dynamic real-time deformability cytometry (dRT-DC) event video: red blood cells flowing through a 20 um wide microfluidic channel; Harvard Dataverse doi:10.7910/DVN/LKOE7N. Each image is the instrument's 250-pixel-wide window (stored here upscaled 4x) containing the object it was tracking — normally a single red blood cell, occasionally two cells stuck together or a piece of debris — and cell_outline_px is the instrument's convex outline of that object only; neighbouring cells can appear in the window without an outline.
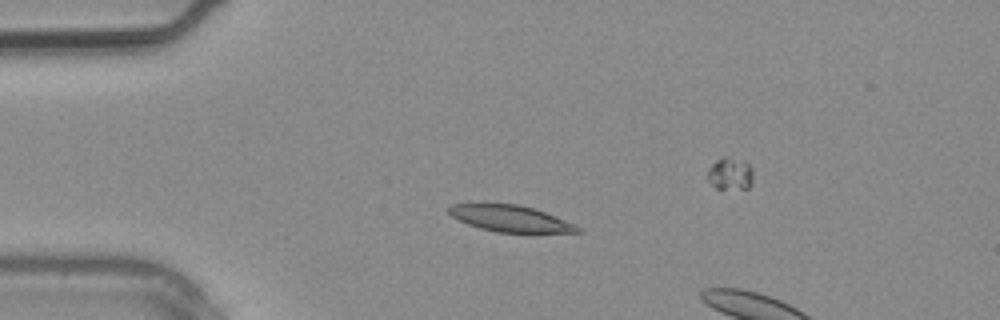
{"species": "common noctule bat (a hibernating species)", "species_latin": "Nyctalus noctula", "temperature_condition": "warm", "stored_images_in_passage": 3, "camera_frame_rate_fps": 3000, "um_per_image_px": 0.085, "animal": {"sex": "male", "body_mass_g": 20.4}, "frame": {"image": 1, "passage_image": 2, "time_ms": 0.333, "image_size_px": [1000, 320], "cell_outline_px": [[584, 232], [496, 232], [480, 228], [468, 224], [452, 216], [448, 212], [448, 208], [452, 204], [480, 200], [520, 204], [544, 212], [572, 224], [580, 228]], "centroid_in_image_um": [43.23, 18.51], "position_along_channel_um": 41.8, "area_um2": 20.23}}